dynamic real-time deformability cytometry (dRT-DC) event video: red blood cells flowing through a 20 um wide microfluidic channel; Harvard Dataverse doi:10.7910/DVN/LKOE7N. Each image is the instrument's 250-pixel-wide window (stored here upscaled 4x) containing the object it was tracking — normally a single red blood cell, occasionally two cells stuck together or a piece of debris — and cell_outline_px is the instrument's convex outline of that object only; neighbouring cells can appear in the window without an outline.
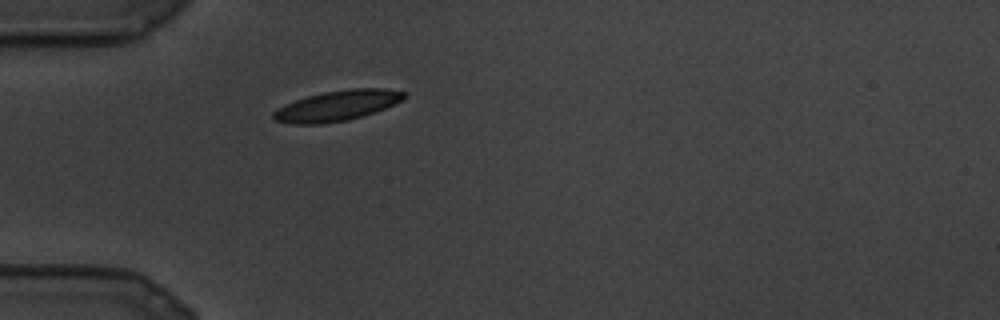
{"species": "common noctule bat (a hibernating species)", "species_latin": "Nyctalus noctula", "temperature_condition": "cold", "stored_images_in_passage": 3, "camera_frame_rate_fps": 3000, "um_per_image_px": 0.085, "animal": {"sex": "male", "body_mass_g": 19.5, "forearm_length_mm": 54.6}, "frame": {"image": 1, "passage_image": 1, "time_ms": 0.0, "image_size_px": [1000, 320], "cell_outline_px": [[408, 96], [404, 100], [376, 112], [348, 120], [324, 124], [292, 124], [272, 120], [272, 112], [284, 104], [308, 96], [324, 92], [352, 88], [384, 88], [408, 92]], "centroid_in_image_um": [28.69, 8.98], "position_along_channel_um": 56.3, "area_um2": 23.47}}
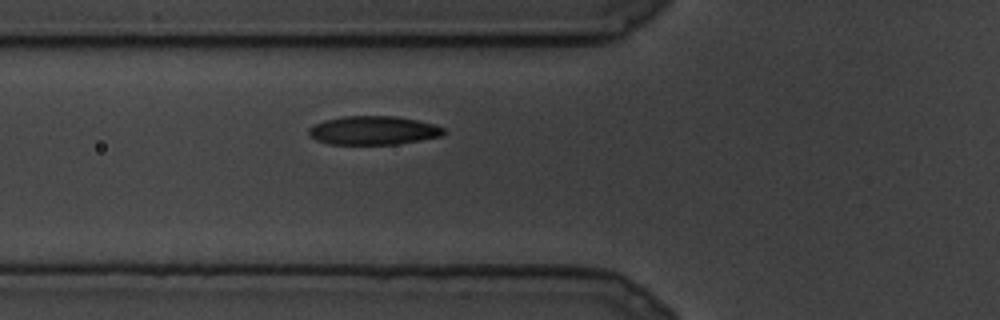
{"frame": {"image": 2, "passage_image": 3, "time_ms": 0.667, "image_size_px": [1000, 320], "cell_outline_px": [[444, 132], [440, 136], [420, 140], [396, 144], [328, 144], [316, 140], [308, 136], [308, 128], [324, 120], [344, 116], [396, 116], [436, 124], [444, 128]], "centroid_in_image_um": [31.7, 11.08], "position_along_channel_um": 94.1, "area_um2": 22.54}}